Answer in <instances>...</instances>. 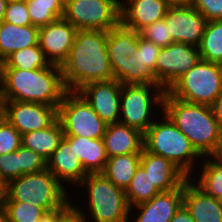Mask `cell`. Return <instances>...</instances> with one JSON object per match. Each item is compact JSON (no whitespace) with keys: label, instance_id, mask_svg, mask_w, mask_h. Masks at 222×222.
I'll return each instance as SVG.
<instances>
[{"label":"cell","instance_id":"6da1fadb","mask_svg":"<svg viewBox=\"0 0 222 222\" xmlns=\"http://www.w3.org/2000/svg\"><path fill=\"white\" fill-rule=\"evenodd\" d=\"M107 38L108 31L77 30L68 58L61 66L68 91L78 92L89 83L114 80Z\"/></svg>","mask_w":222,"mask_h":222},{"label":"cell","instance_id":"7a4b0ae2","mask_svg":"<svg viewBox=\"0 0 222 222\" xmlns=\"http://www.w3.org/2000/svg\"><path fill=\"white\" fill-rule=\"evenodd\" d=\"M2 100L41 103L58 109L68 91L61 66L50 64L37 70L2 68Z\"/></svg>","mask_w":222,"mask_h":222},{"label":"cell","instance_id":"3957f363","mask_svg":"<svg viewBox=\"0 0 222 222\" xmlns=\"http://www.w3.org/2000/svg\"><path fill=\"white\" fill-rule=\"evenodd\" d=\"M163 111L202 157L209 156L215 150L222 130L211 106L185 102L165 92Z\"/></svg>","mask_w":222,"mask_h":222},{"label":"cell","instance_id":"277c9868","mask_svg":"<svg viewBox=\"0 0 222 222\" xmlns=\"http://www.w3.org/2000/svg\"><path fill=\"white\" fill-rule=\"evenodd\" d=\"M163 119H157L144 134V148L162 156L176 165L188 178L193 177L195 162L204 159L192 146L190 140L177 128L164 111ZM163 113V114H161ZM196 158V159H195ZM194 166V167H193Z\"/></svg>","mask_w":222,"mask_h":222},{"label":"cell","instance_id":"5b68a950","mask_svg":"<svg viewBox=\"0 0 222 222\" xmlns=\"http://www.w3.org/2000/svg\"><path fill=\"white\" fill-rule=\"evenodd\" d=\"M79 188L87 190L88 207L87 213L81 208L73 209L79 213L86 221L88 218L93 222H130V207L126 200L125 191L115 186L102 173H89L83 181L77 185ZM84 187V188H82ZM90 211V212H88Z\"/></svg>","mask_w":222,"mask_h":222},{"label":"cell","instance_id":"8992f818","mask_svg":"<svg viewBox=\"0 0 222 222\" xmlns=\"http://www.w3.org/2000/svg\"><path fill=\"white\" fill-rule=\"evenodd\" d=\"M66 186L46 168L9 181L2 201L28 202L50 212L63 208L70 201Z\"/></svg>","mask_w":222,"mask_h":222},{"label":"cell","instance_id":"52a82bcc","mask_svg":"<svg viewBox=\"0 0 222 222\" xmlns=\"http://www.w3.org/2000/svg\"><path fill=\"white\" fill-rule=\"evenodd\" d=\"M166 92L185 102L211 106L222 92V64L200 59Z\"/></svg>","mask_w":222,"mask_h":222},{"label":"cell","instance_id":"ba28073f","mask_svg":"<svg viewBox=\"0 0 222 222\" xmlns=\"http://www.w3.org/2000/svg\"><path fill=\"white\" fill-rule=\"evenodd\" d=\"M165 92L157 84H122L119 122L145 134L155 121L154 110L163 108Z\"/></svg>","mask_w":222,"mask_h":222},{"label":"cell","instance_id":"9c48e42d","mask_svg":"<svg viewBox=\"0 0 222 222\" xmlns=\"http://www.w3.org/2000/svg\"><path fill=\"white\" fill-rule=\"evenodd\" d=\"M64 136L101 139L107 124L79 92L67 91L57 109Z\"/></svg>","mask_w":222,"mask_h":222},{"label":"cell","instance_id":"30bf717a","mask_svg":"<svg viewBox=\"0 0 222 222\" xmlns=\"http://www.w3.org/2000/svg\"><path fill=\"white\" fill-rule=\"evenodd\" d=\"M63 18L77 30L109 31L121 23V0H65Z\"/></svg>","mask_w":222,"mask_h":222},{"label":"cell","instance_id":"8fae6325","mask_svg":"<svg viewBox=\"0 0 222 222\" xmlns=\"http://www.w3.org/2000/svg\"><path fill=\"white\" fill-rule=\"evenodd\" d=\"M199 47L180 42L160 49L155 67L156 84L165 91L200 61Z\"/></svg>","mask_w":222,"mask_h":222},{"label":"cell","instance_id":"7c38bea8","mask_svg":"<svg viewBox=\"0 0 222 222\" xmlns=\"http://www.w3.org/2000/svg\"><path fill=\"white\" fill-rule=\"evenodd\" d=\"M2 116L21 134L48 127L57 109L41 103L2 100Z\"/></svg>","mask_w":222,"mask_h":222},{"label":"cell","instance_id":"4fadbf2b","mask_svg":"<svg viewBox=\"0 0 222 222\" xmlns=\"http://www.w3.org/2000/svg\"><path fill=\"white\" fill-rule=\"evenodd\" d=\"M163 19L173 42L200 45L208 22L201 12L191 6H170Z\"/></svg>","mask_w":222,"mask_h":222},{"label":"cell","instance_id":"5bb4252c","mask_svg":"<svg viewBox=\"0 0 222 222\" xmlns=\"http://www.w3.org/2000/svg\"><path fill=\"white\" fill-rule=\"evenodd\" d=\"M77 29L60 18L38 31V44L50 64L62 66L67 60L75 40Z\"/></svg>","mask_w":222,"mask_h":222},{"label":"cell","instance_id":"9a60e30c","mask_svg":"<svg viewBox=\"0 0 222 222\" xmlns=\"http://www.w3.org/2000/svg\"><path fill=\"white\" fill-rule=\"evenodd\" d=\"M121 87L122 84L114 79L89 83L78 92L91 105L95 113L110 125L119 123Z\"/></svg>","mask_w":222,"mask_h":222},{"label":"cell","instance_id":"2e32d148","mask_svg":"<svg viewBox=\"0 0 222 222\" xmlns=\"http://www.w3.org/2000/svg\"><path fill=\"white\" fill-rule=\"evenodd\" d=\"M46 168L64 185H79L88 174L76 154L73 145L63 137L58 148L46 161Z\"/></svg>","mask_w":222,"mask_h":222},{"label":"cell","instance_id":"e0dca14e","mask_svg":"<svg viewBox=\"0 0 222 222\" xmlns=\"http://www.w3.org/2000/svg\"><path fill=\"white\" fill-rule=\"evenodd\" d=\"M182 206L183 184L177 189L160 192L149 201L130 207V216L132 209L137 208L138 214L134 222H170Z\"/></svg>","mask_w":222,"mask_h":222},{"label":"cell","instance_id":"ac0fdd59","mask_svg":"<svg viewBox=\"0 0 222 222\" xmlns=\"http://www.w3.org/2000/svg\"><path fill=\"white\" fill-rule=\"evenodd\" d=\"M169 7L166 0H121V23L139 32L162 20Z\"/></svg>","mask_w":222,"mask_h":222},{"label":"cell","instance_id":"d6986e66","mask_svg":"<svg viewBox=\"0 0 222 222\" xmlns=\"http://www.w3.org/2000/svg\"><path fill=\"white\" fill-rule=\"evenodd\" d=\"M192 180L183 183V206L195 222H222V200L207 195Z\"/></svg>","mask_w":222,"mask_h":222},{"label":"cell","instance_id":"ffe728a7","mask_svg":"<svg viewBox=\"0 0 222 222\" xmlns=\"http://www.w3.org/2000/svg\"><path fill=\"white\" fill-rule=\"evenodd\" d=\"M140 166L147 172L160 192L179 188L188 177L170 160L142 150Z\"/></svg>","mask_w":222,"mask_h":222},{"label":"cell","instance_id":"44dd1931","mask_svg":"<svg viewBox=\"0 0 222 222\" xmlns=\"http://www.w3.org/2000/svg\"><path fill=\"white\" fill-rule=\"evenodd\" d=\"M103 141L108 158L144 149V134L120 122L107 125Z\"/></svg>","mask_w":222,"mask_h":222},{"label":"cell","instance_id":"7402d4cb","mask_svg":"<svg viewBox=\"0 0 222 222\" xmlns=\"http://www.w3.org/2000/svg\"><path fill=\"white\" fill-rule=\"evenodd\" d=\"M39 28L34 25L18 26L9 22L0 23V61L20 49L38 44Z\"/></svg>","mask_w":222,"mask_h":222},{"label":"cell","instance_id":"603a6c76","mask_svg":"<svg viewBox=\"0 0 222 222\" xmlns=\"http://www.w3.org/2000/svg\"><path fill=\"white\" fill-rule=\"evenodd\" d=\"M138 49V32L122 23L108 31L107 52L112 72Z\"/></svg>","mask_w":222,"mask_h":222},{"label":"cell","instance_id":"cb8c5ba5","mask_svg":"<svg viewBox=\"0 0 222 222\" xmlns=\"http://www.w3.org/2000/svg\"><path fill=\"white\" fill-rule=\"evenodd\" d=\"M78 154L84 170L89 173H102L108 160L103 138L89 139L83 136H64Z\"/></svg>","mask_w":222,"mask_h":222},{"label":"cell","instance_id":"d4e9b609","mask_svg":"<svg viewBox=\"0 0 222 222\" xmlns=\"http://www.w3.org/2000/svg\"><path fill=\"white\" fill-rule=\"evenodd\" d=\"M64 137L62 126L56 118L48 127L31 131L22 135V145L32 149L46 161L58 148L59 142Z\"/></svg>","mask_w":222,"mask_h":222},{"label":"cell","instance_id":"484cf974","mask_svg":"<svg viewBox=\"0 0 222 222\" xmlns=\"http://www.w3.org/2000/svg\"><path fill=\"white\" fill-rule=\"evenodd\" d=\"M141 153L109 157L102 174L124 191L140 166Z\"/></svg>","mask_w":222,"mask_h":222},{"label":"cell","instance_id":"4316f807","mask_svg":"<svg viewBox=\"0 0 222 222\" xmlns=\"http://www.w3.org/2000/svg\"><path fill=\"white\" fill-rule=\"evenodd\" d=\"M121 84H156L155 74L133 54L113 72Z\"/></svg>","mask_w":222,"mask_h":222},{"label":"cell","instance_id":"83f0119b","mask_svg":"<svg viewBox=\"0 0 222 222\" xmlns=\"http://www.w3.org/2000/svg\"><path fill=\"white\" fill-rule=\"evenodd\" d=\"M32 25L43 27L63 18L65 0H26Z\"/></svg>","mask_w":222,"mask_h":222},{"label":"cell","instance_id":"f1b7e54d","mask_svg":"<svg viewBox=\"0 0 222 222\" xmlns=\"http://www.w3.org/2000/svg\"><path fill=\"white\" fill-rule=\"evenodd\" d=\"M198 47L201 59L222 64V20L207 22Z\"/></svg>","mask_w":222,"mask_h":222},{"label":"cell","instance_id":"f546056e","mask_svg":"<svg viewBox=\"0 0 222 222\" xmlns=\"http://www.w3.org/2000/svg\"><path fill=\"white\" fill-rule=\"evenodd\" d=\"M159 193L160 191L152 183L151 178L141 166L138 167L129 186L125 190L129 207L147 202Z\"/></svg>","mask_w":222,"mask_h":222},{"label":"cell","instance_id":"4dcf8cb0","mask_svg":"<svg viewBox=\"0 0 222 222\" xmlns=\"http://www.w3.org/2000/svg\"><path fill=\"white\" fill-rule=\"evenodd\" d=\"M49 65L50 62L46 59L39 44L13 52L2 62V68H18L22 70H37Z\"/></svg>","mask_w":222,"mask_h":222},{"label":"cell","instance_id":"1f68e13d","mask_svg":"<svg viewBox=\"0 0 222 222\" xmlns=\"http://www.w3.org/2000/svg\"><path fill=\"white\" fill-rule=\"evenodd\" d=\"M204 158L201 174L198 172L199 175L195 176L193 182L207 195L222 200V166L214 162L209 156Z\"/></svg>","mask_w":222,"mask_h":222},{"label":"cell","instance_id":"d6a6232c","mask_svg":"<svg viewBox=\"0 0 222 222\" xmlns=\"http://www.w3.org/2000/svg\"><path fill=\"white\" fill-rule=\"evenodd\" d=\"M1 209L10 222H38L47 213L44 209L28 202L2 201Z\"/></svg>","mask_w":222,"mask_h":222},{"label":"cell","instance_id":"836d02e7","mask_svg":"<svg viewBox=\"0 0 222 222\" xmlns=\"http://www.w3.org/2000/svg\"><path fill=\"white\" fill-rule=\"evenodd\" d=\"M140 37L156 44L160 48L169 46L174 43L164 19L159 20L151 25L145 26L139 31Z\"/></svg>","mask_w":222,"mask_h":222},{"label":"cell","instance_id":"e575fe53","mask_svg":"<svg viewBox=\"0 0 222 222\" xmlns=\"http://www.w3.org/2000/svg\"><path fill=\"white\" fill-rule=\"evenodd\" d=\"M22 135L3 117H0V155L16 151L22 145Z\"/></svg>","mask_w":222,"mask_h":222},{"label":"cell","instance_id":"d590c367","mask_svg":"<svg viewBox=\"0 0 222 222\" xmlns=\"http://www.w3.org/2000/svg\"><path fill=\"white\" fill-rule=\"evenodd\" d=\"M19 167H21V176L37 173L46 169V160L32 149L21 145L19 147Z\"/></svg>","mask_w":222,"mask_h":222},{"label":"cell","instance_id":"8d00e7d4","mask_svg":"<svg viewBox=\"0 0 222 222\" xmlns=\"http://www.w3.org/2000/svg\"><path fill=\"white\" fill-rule=\"evenodd\" d=\"M4 22L18 26L32 25L26 1L8 0L4 14Z\"/></svg>","mask_w":222,"mask_h":222},{"label":"cell","instance_id":"74e56055","mask_svg":"<svg viewBox=\"0 0 222 222\" xmlns=\"http://www.w3.org/2000/svg\"><path fill=\"white\" fill-rule=\"evenodd\" d=\"M160 49L156 44L140 37L138 32V49L133 55L138 57L139 61L149 67L154 74Z\"/></svg>","mask_w":222,"mask_h":222},{"label":"cell","instance_id":"f35d334b","mask_svg":"<svg viewBox=\"0 0 222 222\" xmlns=\"http://www.w3.org/2000/svg\"><path fill=\"white\" fill-rule=\"evenodd\" d=\"M0 172L7 183L21 176L19 148L14 152L0 155Z\"/></svg>","mask_w":222,"mask_h":222},{"label":"cell","instance_id":"ab89813d","mask_svg":"<svg viewBox=\"0 0 222 222\" xmlns=\"http://www.w3.org/2000/svg\"><path fill=\"white\" fill-rule=\"evenodd\" d=\"M190 6L201 12L207 21L222 20V0H192Z\"/></svg>","mask_w":222,"mask_h":222},{"label":"cell","instance_id":"60d3db41","mask_svg":"<svg viewBox=\"0 0 222 222\" xmlns=\"http://www.w3.org/2000/svg\"><path fill=\"white\" fill-rule=\"evenodd\" d=\"M73 207L69 201L63 208L45 213L38 222H59Z\"/></svg>","mask_w":222,"mask_h":222},{"label":"cell","instance_id":"b9f144b4","mask_svg":"<svg viewBox=\"0 0 222 222\" xmlns=\"http://www.w3.org/2000/svg\"><path fill=\"white\" fill-rule=\"evenodd\" d=\"M211 109L222 130V92L211 105Z\"/></svg>","mask_w":222,"mask_h":222},{"label":"cell","instance_id":"7bdbcfd3","mask_svg":"<svg viewBox=\"0 0 222 222\" xmlns=\"http://www.w3.org/2000/svg\"><path fill=\"white\" fill-rule=\"evenodd\" d=\"M170 222H195L190 215V213L187 211V209L182 206L173 216V218L170 220Z\"/></svg>","mask_w":222,"mask_h":222},{"label":"cell","instance_id":"ee69618b","mask_svg":"<svg viewBox=\"0 0 222 222\" xmlns=\"http://www.w3.org/2000/svg\"><path fill=\"white\" fill-rule=\"evenodd\" d=\"M73 208L59 222H88Z\"/></svg>","mask_w":222,"mask_h":222},{"label":"cell","instance_id":"f6af8a7d","mask_svg":"<svg viewBox=\"0 0 222 222\" xmlns=\"http://www.w3.org/2000/svg\"><path fill=\"white\" fill-rule=\"evenodd\" d=\"M209 157L214 162L222 166V137L216 145L215 150L209 155Z\"/></svg>","mask_w":222,"mask_h":222},{"label":"cell","instance_id":"bcb514c9","mask_svg":"<svg viewBox=\"0 0 222 222\" xmlns=\"http://www.w3.org/2000/svg\"><path fill=\"white\" fill-rule=\"evenodd\" d=\"M169 6H190L192 0H166Z\"/></svg>","mask_w":222,"mask_h":222},{"label":"cell","instance_id":"7dc6e473","mask_svg":"<svg viewBox=\"0 0 222 222\" xmlns=\"http://www.w3.org/2000/svg\"><path fill=\"white\" fill-rule=\"evenodd\" d=\"M8 0H0V23L4 21V14Z\"/></svg>","mask_w":222,"mask_h":222},{"label":"cell","instance_id":"c3c4849f","mask_svg":"<svg viewBox=\"0 0 222 222\" xmlns=\"http://www.w3.org/2000/svg\"><path fill=\"white\" fill-rule=\"evenodd\" d=\"M6 188H7V182L4 180V178L0 172V192L2 194H4L6 191Z\"/></svg>","mask_w":222,"mask_h":222},{"label":"cell","instance_id":"681fc988","mask_svg":"<svg viewBox=\"0 0 222 222\" xmlns=\"http://www.w3.org/2000/svg\"><path fill=\"white\" fill-rule=\"evenodd\" d=\"M0 222H10L7 215L0 209Z\"/></svg>","mask_w":222,"mask_h":222},{"label":"cell","instance_id":"f907efd6","mask_svg":"<svg viewBox=\"0 0 222 222\" xmlns=\"http://www.w3.org/2000/svg\"><path fill=\"white\" fill-rule=\"evenodd\" d=\"M2 107H3L2 90H1V86H0V117L2 116Z\"/></svg>","mask_w":222,"mask_h":222},{"label":"cell","instance_id":"816d5d0a","mask_svg":"<svg viewBox=\"0 0 222 222\" xmlns=\"http://www.w3.org/2000/svg\"><path fill=\"white\" fill-rule=\"evenodd\" d=\"M2 62L0 61V86H1Z\"/></svg>","mask_w":222,"mask_h":222},{"label":"cell","instance_id":"f5cc1de1","mask_svg":"<svg viewBox=\"0 0 222 222\" xmlns=\"http://www.w3.org/2000/svg\"><path fill=\"white\" fill-rule=\"evenodd\" d=\"M2 196L3 194L0 192V209H1V204H2Z\"/></svg>","mask_w":222,"mask_h":222}]
</instances>
